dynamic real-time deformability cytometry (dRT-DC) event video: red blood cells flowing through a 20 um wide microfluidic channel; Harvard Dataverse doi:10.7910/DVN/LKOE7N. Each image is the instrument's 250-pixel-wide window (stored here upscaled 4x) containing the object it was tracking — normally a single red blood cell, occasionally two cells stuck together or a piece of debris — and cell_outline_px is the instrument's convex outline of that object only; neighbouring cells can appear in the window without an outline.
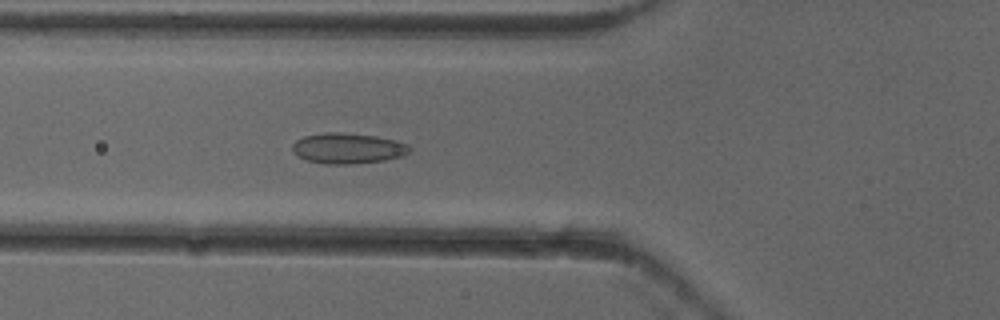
{"species": "common noctule bat (a hibernating species)", "species_latin": "Nyctalus noctula", "temperature_condition": "cold", "stored_images_in_passage": 5, "camera_frame_rate_fps": 3000, "um_per_image_px": 0.085, "animal": {"sex": "female"}, "frame": {"image": 1, "passage_image": 5, "time_ms": 1.333, "image_size_px": [1000, 320], "cell_outline_px": [[412, 148], [404, 156], [384, 160], [352, 164], [324, 164], [308, 160], [292, 152], [292, 144], [296, 140], [304, 136], [324, 132], [340, 132], [376, 136], [396, 140], [408, 144]], "centroid_in_image_um": [29.58, 12.6], "position_along_channel_um": 96.2, "area_um2": 20.98}}